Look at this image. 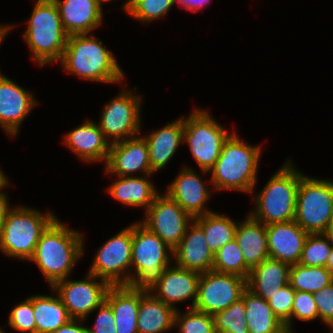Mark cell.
Listing matches in <instances>:
<instances>
[{"mask_svg":"<svg viewBox=\"0 0 333 333\" xmlns=\"http://www.w3.org/2000/svg\"><path fill=\"white\" fill-rule=\"evenodd\" d=\"M260 150L241 141L235 133L230 134L211 169L213 186L216 189L253 191Z\"/></svg>","mask_w":333,"mask_h":333,"instance_id":"obj_3","label":"cell"},{"mask_svg":"<svg viewBox=\"0 0 333 333\" xmlns=\"http://www.w3.org/2000/svg\"><path fill=\"white\" fill-rule=\"evenodd\" d=\"M6 184H7V179H6L5 175H3L2 171L0 170V190L2 188H4V186H6ZM0 194H2V192Z\"/></svg>","mask_w":333,"mask_h":333,"instance_id":"obj_50","label":"cell"},{"mask_svg":"<svg viewBox=\"0 0 333 333\" xmlns=\"http://www.w3.org/2000/svg\"><path fill=\"white\" fill-rule=\"evenodd\" d=\"M53 214L6 206L1 221L0 249L9 256L30 259L42 232L55 219Z\"/></svg>","mask_w":333,"mask_h":333,"instance_id":"obj_5","label":"cell"},{"mask_svg":"<svg viewBox=\"0 0 333 333\" xmlns=\"http://www.w3.org/2000/svg\"><path fill=\"white\" fill-rule=\"evenodd\" d=\"M207 2H209V0H194L193 11L198 10V8H201L202 6L207 4Z\"/></svg>","mask_w":333,"mask_h":333,"instance_id":"obj_48","label":"cell"},{"mask_svg":"<svg viewBox=\"0 0 333 333\" xmlns=\"http://www.w3.org/2000/svg\"><path fill=\"white\" fill-rule=\"evenodd\" d=\"M177 308L166 305L148 291L140 290L137 332L160 333L175 326Z\"/></svg>","mask_w":333,"mask_h":333,"instance_id":"obj_26","label":"cell"},{"mask_svg":"<svg viewBox=\"0 0 333 333\" xmlns=\"http://www.w3.org/2000/svg\"><path fill=\"white\" fill-rule=\"evenodd\" d=\"M244 299L240 298L225 310L216 313L214 318L216 333H249L245 318Z\"/></svg>","mask_w":333,"mask_h":333,"instance_id":"obj_34","label":"cell"},{"mask_svg":"<svg viewBox=\"0 0 333 333\" xmlns=\"http://www.w3.org/2000/svg\"><path fill=\"white\" fill-rule=\"evenodd\" d=\"M294 221L309 234L324 233L333 222V182L302 175Z\"/></svg>","mask_w":333,"mask_h":333,"instance_id":"obj_8","label":"cell"},{"mask_svg":"<svg viewBox=\"0 0 333 333\" xmlns=\"http://www.w3.org/2000/svg\"><path fill=\"white\" fill-rule=\"evenodd\" d=\"M266 235L269 258L299 264L308 232L293 220L266 225Z\"/></svg>","mask_w":333,"mask_h":333,"instance_id":"obj_15","label":"cell"},{"mask_svg":"<svg viewBox=\"0 0 333 333\" xmlns=\"http://www.w3.org/2000/svg\"><path fill=\"white\" fill-rule=\"evenodd\" d=\"M200 275V272L178 266L167 267L163 270L159 282L153 287V290L158 289L159 292L154 296L171 307H173L174 302L194 297L191 306L193 308L197 300Z\"/></svg>","mask_w":333,"mask_h":333,"instance_id":"obj_19","label":"cell"},{"mask_svg":"<svg viewBox=\"0 0 333 333\" xmlns=\"http://www.w3.org/2000/svg\"><path fill=\"white\" fill-rule=\"evenodd\" d=\"M7 205H8V202H7L6 194H3V192H2V194H0V231H1L2 215H3V212Z\"/></svg>","mask_w":333,"mask_h":333,"instance_id":"obj_44","label":"cell"},{"mask_svg":"<svg viewBox=\"0 0 333 333\" xmlns=\"http://www.w3.org/2000/svg\"><path fill=\"white\" fill-rule=\"evenodd\" d=\"M330 242H332L330 245L333 247V222L329 225V227L326 229V231L323 233Z\"/></svg>","mask_w":333,"mask_h":333,"instance_id":"obj_46","label":"cell"},{"mask_svg":"<svg viewBox=\"0 0 333 333\" xmlns=\"http://www.w3.org/2000/svg\"><path fill=\"white\" fill-rule=\"evenodd\" d=\"M99 39L87 34L69 35L61 63L69 72L91 81L119 82L123 72Z\"/></svg>","mask_w":333,"mask_h":333,"instance_id":"obj_2","label":"cell"},{"mask_svg":"<svg viewBox=\"0 0 333 333\" xmlns=\"http://www.w3.org/2000/svg\"><path fill=\"white\" fill-rule=\"evenodd\" d=\"M10 28H12V27L0 26V43H1L2 39L5 37V35L8 33V30H10Z\"/></svg>","mask_w":333,"mask_h":333,"instance_id":"obj_49","label":"cell"},{"mask_svg":"<svg viewBox=\"0 0 333 333\" xmlns=\"http://www.w3.org/2000/svg\"><path fill=\"white\" fill-rule=\"evenodd\" d=\"M120 178V179H119ZM109 188V193L130 206H145L146 210L158 195L151 183L145 178L119 177Z\"/></svg>","mask_w":333,"mask_h":333,"instance_id":"obj_30","label":"cell"},{"mask_svg":"<svg viewBox=\"0 0 333 333\" xmlns=\"http://www.w3.org/2000/svg\"><path fill=\"white\" fill-rule=\"evenodd\" d=\"M173 250L142 222L132 225V260L137 278H131L130 286L141 291H153L169 263L167 251Z\"/></svg>","mask_w":333,"mask_h":333,"instance_id":"obj_7","label":"cell"},{"mask_svg":"<svg viewBox=\"0 0 333 333\" xmlns=\"http://www.w3.org/2000/svg\"><path fill=\"white\" fill-rule=\"evenodd\" d=\"M295 290L290 283L282 286L278 292L272 295L267 301L273 313L285 324L288 333H291V312Z\"/></svg>","mask_w":333,"mask_h":333,"instance_id":"obj_38","label":"cell"},{"mask_svg":"<svg viewBox=\"0 0 333 333\" xmlns=\"http://www.w3.org/2000/svg\"><path fill=\"white\" fill-rule=\"evenodd\" d=\"M82 236L66 228L55 218L42 232L33 256L48 282L53 287L69 275L73 264L81 256Z\"/></svg>","mask_w":333,"mask_h":333,"instance_id":"obj_1","label":"cell"},{"mask_svg":"<svg viewBox=\"0 0 333 333\" xmlns=\"http://www.w3.org/2000/svg\"><path fill=\"white\" fill-rule=\"evenodd\" d=\"M190 226V233L187 227L181 242L173 249L172 254L177 260L176 266L200 273L211 271L214 254L208 247L207 238L194 221Z\"/></svg>","mask_w":333,"mask_h":333,"instance_id":"obj_20","label":"cell"},{"mask_svg":"<svg viewBox=\"0 0 333 333\" xmlns=\"http://www.w3.org/2000/svg\"><path fill=\"white\" fill-rule=\"evenodd\" d=\"M328 241L323 233L309 234L305 240L299 264L310 267H326L327 258L332 249Z\"/></svg>","mask_w":333,"mask_h":333,"instance_id":"obj_35","label":"cell"},{"mask_svg":"<svg viewBox=\"0 0 333 333\" xmlns=\"http://www.w3.org/2000/svg\"><path fill=\"white\" fill-rule=\"evenodd\" d=\"M247 279L234 274L208 271L201 273L194 309L214 316L242 298Z\"/></svg>","mask_w":333,"mask_h":333,"instance_id":"obj_10","label":"cell"},{"mask_svg":"<svg viewBox=\"0 0 333 333\" xmlns=\"http://www.w3.org/2000/svg\"><path fill=\"white\" fill-rule=\"evenodd\" d=\"M93 278L96 277L89 273L88 280L68 281L64 279L53 286L72 319L84 320L89 313L99 308L105 301L111 285L103 279L101 282L92 281Z\"/></svg>","mask_w":333,"mask_h":333,"instance_id":"obj_13","label":"cell"},{"mask_svg":"<svg viewBox=\"0 0 333 333\" xmlns=\"http://www.w3.org/2000/svg\"><path fill=\"white\" fill-rule=\"evenodd\" d=\"M146 215L142 224L172 250L184 237L189 220L193 221V218L167 194L163 197L157 195Z\"/></svg>","mask_w":333,"mask_h":333,"instance_id":"obj_12","label":"cell"},{"mask_svg":"<svg viewBox=\"0 0 333 333\" xmlns=\"http://www.w3.org/2000/svg\"><path fill=\"white\" fill-rule=\"evenodd\" d=\"M212 270L248 278L250 269L246 266L236 239L227 243L214 254Z\"/></svg>","mask_w":333,"mask_h":333,"instance_id":"obj_33","label":"cell"},{"mask_svg":"<svg viewBox=\"0 0 333 333\" xmlns=\"http://www.w3.org/2000/svg\"><path fill=\"white\" fill-rule=\"evenodd\" d=\"M33 311L36 333H53L72 319L59 295L33 296Z\"/></svg>","mask_w":333,"mask_h":333,"instance_id":"obj_29","label":"cell"},{"mask_svg":"<svg viewBox=\"0 0 333 333\" xmlns=\"http://www.w3.org/2000/svg\"><path fill=\"white\" fill-rule=\"evenodd\" d=\"M302 175L289 162L284 165L255 198L257 210L250 215L265 226L293 221Z\"/></svg>","mask_w":333,"mask_h":333,"instance_id":"obj_6","label":"cell"},{"mask_svg":"<svg viewBox=\"0 0 333 333\" xmlns=\"http://www.w3.org/2000/svg\"><path fill=\"white\" fill-rule=\"evenodd\" d=\"M132 260V226L122 230L109 239L100 248L91 266L90 274L107 281L110 285H129L131 270L122 278L125 268L133 266Z\"/></svg>","mask_w":333,"mask_h":333,"instance_id":"obj_11","label":"cell"},{"mask_svg":"<svg viewBox=\"0 0 333 333\" xmlns=\"http://www.w3.org/2000/svg\"><path fill=\"white\" fill-rule=\"evenodd\" d=\"M173 4V0H128L123 9L136 19L150 22L164 16Z\"/></svg>","mask_w":333,"mask_h":333,"instance_id":"obj_36","label":"cell"},{"mask_svg":"<svg viewBox=\"0 0 333 333\" xmlns=\"http://www.w3.org/2000/svg\"><path fill=\"white\" fill-rule=\"evenodd\" d=\"M140 99L123 91L105 106L99 127L105 137H114L111 144L120 142L124 136L135 137L139 133Z\"/></svg>","mask_w":333,"mask_h":333,"instance_id":"obj_14","label":"cell"},{"mask_svg":"<svg viewBox=\"0 0 333 333\" xmlns=\"http://www.w3.org/2000/svg\"><path fill=\"white\" fill-rule=\"evenodd\" d=\"M100 130L99 125L88 121L70 132L65 143L83 160L107 162L111 144ZM109 144V145H108Z\"/></svg>","mask_w":333,"mask_h":333,"instance_id":"obj_24","label":"cell"},{"mask_svg":"<svg viewBox=\"0 0 333 333\" xmlns=\"http://www.w3.org/2000/svg\"><path fill=\"white\" fill-rule=\"evenodd\" d=\"M105 301L112 308L117 333H138L139 289L130 285H111Z\"/></svg>","mask_w":333,"mask_h":333,"instance_id":"obj_22","label":"cell"},{"mask_svg":"<svg viewBox=\"0 0 333 333\" xmlns=\"http://www.w3.org/2000/svg\"><path fill=\"white\" fill-rule=\"evenodd\" d=\"M183 118L166 125L162 129L144 137L148 146L149 162L154 173L165 167L176 152L177 147L183 139Z\"/></svg>","mask_w":333,"mask_h":333,"instance_id":"obj_27","label":"cell"},{"mask_svg":"<svg viewBox=\"0 0 333 333\" xmlns=\"http://www.w3.org/2000/svg\"><path fill=\"white\" fill-rule=\"evenodd\" d=\"M192 218L211 211L204 209L209 193L192 169L185 168L171 183L166 193Z\"/></svg>","mask_w":333,"mask_h":333,"instance_id":"obj_21","label":"cell"},{"mask_svg":"<svg viewBox=\"0 0 333 333\" xmlns=\"http://www.w3.org/2000/svg\"><path fill=\"white\" fill-rule=\"evenodd\" d=\"M178 323L180 333H216L213 316L194 308L182 316L176 311L175 325Z\"/></svg>","mask_w":333,"mask_h":333,"instance_id":"obj_37","label":"cell"},{"mask_svg":"<svg viewBox=\"0 0 333 333\" xmlns=\"http://www.w3.org/2000/svg\"><path fill=\"white\" fill-rule=\"evenodd\" d=\"M9 325L16 331L36 333L33 296L12 309L9 314Z\"/></svg>","mask_w":333,"mask_h":333,"instance_id":"obj_39","label":"cell"},{"mask_svg":"<svg viewBox=\"0 0 333 333\" xmlns=\"http://www.w3.org/2000/svg\"><path fill=\"white\" fill-rule=\"evenodd\" d=\"M261 224L250 215L236 228L235 239L250 270L269 258L266 226Z\"/></svg>","mask_w":333,"mask_h":333,"instance_id":"obj_25","label":"cell"},{"mask_svg":"<svg viewBox=\"0 0 333 333\" xmlns=\"http://www.w3.org/2000/svg\"><path fill=\"white\" fill-rule=\"evenodd\" d=\"M111 144L106 162L107 173L129 176L132 172L143 171L147 176L152 172L149 162L148 146L143 137H132Z\"/></svg>","mask_w":333,"mask_h":333,"instance_id":"obj_16","label":"cell"},{"mask_svg":"<svg viewBox=\"0 0 333 333\" xmlns=\"http://www.w3.org/2000/svg\"><path fill=\"white\" fill-rule=\"evenodd\" d=\"M35 104L29 92L0 74V124L9 135H16L19 124Z\"/></svg>","mask_w":333,"mask_h":333,"instance_id":"obj_17","label":"cell"},{"mask_svg":"<svg viewBox=\"0 0 333 333\" xmlns=\"http://www.w3.org/2000/svg\"><path fill=\"white\" fill-rule=\"evenodd\" d=\"M99 308L94 328H88L89 333H117L111 306L104 301Z\"/></svg>","mask_w":333,"mask_h":333,"instance_id":"obj_42","label":"cell"},{"mask_svg":"<svg viewBox=\"0 0 333 333\" xmlns=\"http://www.w3.org/2000/svg\"><path fill=\"white\" fill-rule=\"evenodd\" d=\"M28 23V29L23 36L33 52L34 59L40 65L61 61L68 35L64 31L54 0H38Z\"/></svg>","mask_w":333,"mask_h":333,"instance_id":"obj_4","label":"cell"},{"mask_svg":"<svg viewBox=\"0 0 333 333\" xmlns=\"http://www.w3.org/2000/svg\"><path fill=\"white\" fill-rule=\"evenodd\" d=\"M193 220L203 230L208 247L213 254L235 239L238 224L226 216L209 212L195 217Z\"/></svg>","mask_w":333,"mask_h":333,"instance_id":"obj_31","label":"cell"},{"mask_svg":"<svg viewBox=\"0 0 333 333\" xmlns=\"http://www.w3.org/2000/svg\"><path fill=\"white\" fill-rule=\"evenodd\" d=\"M229 134L206 111L195 110L184 120L183 140L204 172L211 170Z\"/></svg>","mask_w":333,"mask_h":333,"instance_id":"obj_9","label":"cell"},{"mask_svg":"<svg viewBox=\"0 0 333 333\" xmlns=\"http://www.w3.org/2000/svg\"><path fill=\"white\" fill-rule=\"evenodd\" d=\"M289 277V264L267 258L250 270L247 288L267 301L282 286L289 283Z\"/></svg>","mask_w":333,"mask_h":333,"instance_id":"obj_23","label":"cell"},{"mask_svg":"<svg viewBox=\"0 0 333 333\" xmlns=\"http://www.w3.org/2000/svg\"><path fill=\"white\" fill-rule=\"evenodd\" d=\"M292 316L302 321L313 320L318 317V310L312 293L295 291Z\"/></svg>","mask_w":333,"mask_h":333,"instance_id":"obj_40","label":"cell"},{"mask_svg":"<svg viewBox=\"0 0 333 333\" xmlns=\"http://www.w3.org/2000/svg\"><path fill=\"white\" fill-rule=\"evenodd\" d=\"M330 327H332L333 328V323H330V324H328Z\"/></svg>","mask_w":333,"mask_h":333,"instance_id":"obj_51","label":"cell"},{"mask_svg":"<svg viewBox=\"0 0 333 333\" xmlns=\"http://www.w3.org/2000/svg\"><path fill=\"white\" fill-rule=\"evenodd\" d=\"M179 2L181 5L185 6L188 10H193L194 0H173V3Z\"/></svg>","mask_w":333,"mask_h":333,"instance_id":"obj_47","label":"cell"},{"mask_svg":"<svg viewBox=\"0 0 333 333\" xmlns=\"http://www.w3.org/2000/svg\"><path fill=\"white\" fill-rule=\"evenodd\" d=\"M318 317L325 324L333 323V282L313 294Z\"/></svg>","mask_w":333,"mask_h":333,"instance_id":"obj_41","label":"cell"},{"mask_svg":"<svg viewBox=\"0 0 333 333\" xmlns=\"http://www.w3.org/2000/svg\"><path fill=\"white\" fill-rule=\"evenodd\" d=\"M333 282L326 267H310L302 264L290 265L289 283L295 291L316 293Z\"/></svg>","mask_w":333,"mask_h":333,"instance_id":"obj_32","label":"cell"},{"mask_svg":"<svg viewBox=\"0 0 333 333\" xmlns=\"http://www.w3.org/2000/svg\"><path fill=\"white\" fill-rule=\"evenodd\" d=\"M249 333H288L285 324L273 313L268 301L246 288L242 294Z\"/></svg>","mask_w":333,"mask_h":333,"instance_id":"obj_28","label":"cell"},{"mask_svg":"<svg viewBox=\"0 0 333 333\" xmlns=\"http://www.w3.org/2000/svg\"><path fill=\"white\" fill-rule=\"evenodd\" d=\"M326 268L333 276V247L330 251L329 257L327 258Z\"/></svg>","mask_w":333,"mask_h":333,"instance_id":"obj_45","label":"cell"},{"mask_svg":"<svg viewBox=\"0 0 333 333\" xmlns=\"http://www.w3.org/2000/svg\"><path fill=\"white\" fill-rule=\"evenodd\" d=\"M66 34H88L102 19L101 0H54Z\"/></svg>","mask_w":333,"mask_h":333,"instance_id":"obj_18","label":"cell"},{"mask_svg":"<svg viewBox=\"0 0 333 333\" xmlns=\"http://www.w3.org/2000/svg\"><path fill=\"white\" fill-rule=\"evenodd\" d=\"M77 320L78 319H71L53 333H89L88 328L77 325Z\"/></svg>","mask_w":333,"mask_h":333,"instance_id":"obj_43","label":"cell"}]
</instances>
